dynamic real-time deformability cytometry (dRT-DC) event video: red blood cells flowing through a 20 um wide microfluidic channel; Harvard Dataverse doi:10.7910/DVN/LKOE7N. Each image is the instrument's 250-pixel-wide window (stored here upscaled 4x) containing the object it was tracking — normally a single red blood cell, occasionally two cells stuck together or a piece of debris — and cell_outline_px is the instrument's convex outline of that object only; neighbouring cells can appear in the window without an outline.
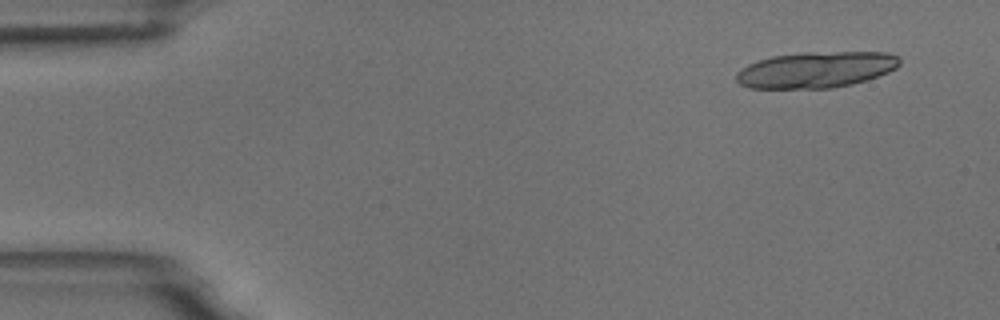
{"species": "common noctule bat (a hibernating species)", "species_latin": "Nyctalus noctula", "temperature_condition": "room temperature", "stored_images_in_passage": 5, "camera_frame_rate_fps": 3000, "um_per_image_px": 0.085, "animal": {"sex": "male", "body_mass_g": 18.8}, "frame": {"image": 1, "passage_image": 1, "time_ms": 0.0, "image_size_px": [1000, 320], "cell_outline_px": [[900, 64], [896, 68], [888, 72], [852, 84], [832, 88], [748, 88], [740, 84], [736, 80], [736, 72], [748, 64], [772, 56], [804, 52], [888, 52], [900, 56]], "centroid_in_image_um": [69.37, 5.92], "position_along_channel_um": 15.6, "area_um2": 34.39}}